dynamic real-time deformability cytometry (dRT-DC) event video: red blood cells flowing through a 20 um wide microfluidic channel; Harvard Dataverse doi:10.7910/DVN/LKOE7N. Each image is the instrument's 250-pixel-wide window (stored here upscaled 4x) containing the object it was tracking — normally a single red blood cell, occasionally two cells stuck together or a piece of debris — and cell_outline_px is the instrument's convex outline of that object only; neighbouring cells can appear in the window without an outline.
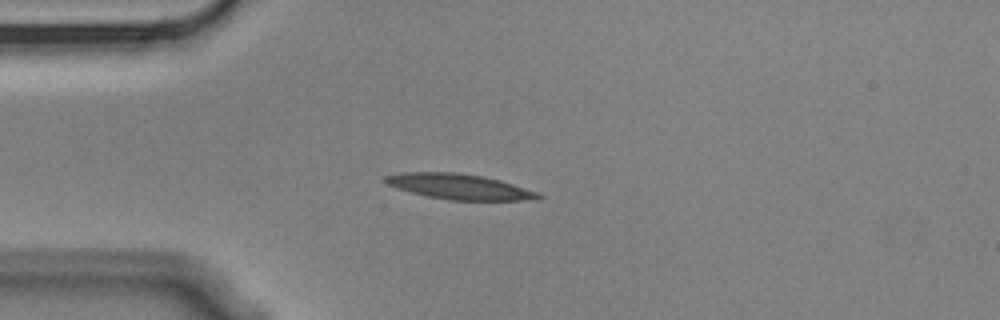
{"species": "Egyptian fruit bat (a non-hibernating species)", "species_latin": "Rousettus aegyptiacus", "temperature_condition": "cold", "stored_images_in_passage": 6, "camera_frame_rate_fps": 3000, "um_per_image_px": 0.085, "animal": {"sex": "male"}, "frame": {"image": 1, "passage_image": 3, "time_ms": 0.667, "image_size_px": [1000, 320], "cell_outline_px": [[544, 196], [540, 200], [448, 200], [428, 196], [396, 188], [388, 184], [384, 180], [384, 176], [400, 172], [456, 172], [484, 176], [500, 180], [540, 192]], "centroid_in_image_um": [39.1, 15.86], "position_along_channel_um": 45.9, "area_um2": 22.83}}
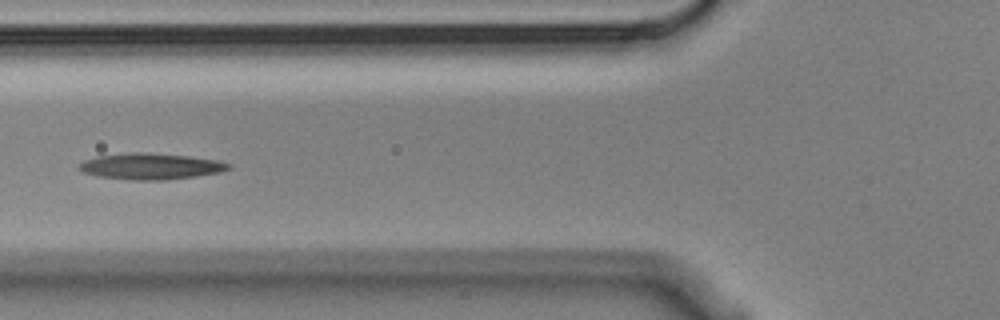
{"frame": {"image": 2, "passage_image": 5, "time_ms": 1.333, "image_size_px": [1000, 320], "cell_outline_px": [[232, 168], [220, 172], [196, 176], [168, 180], [128, 180], [96, 176], [80, 172], [76, 164], [84, 160], [96, 156], [128, 152], [148, 152], [188, 156], [216, 160], [232, 164]], "centroid_in_image_um": [12.75, 14.14], "position_along_channel_um": 113.1, "area_um2": 23.24}}
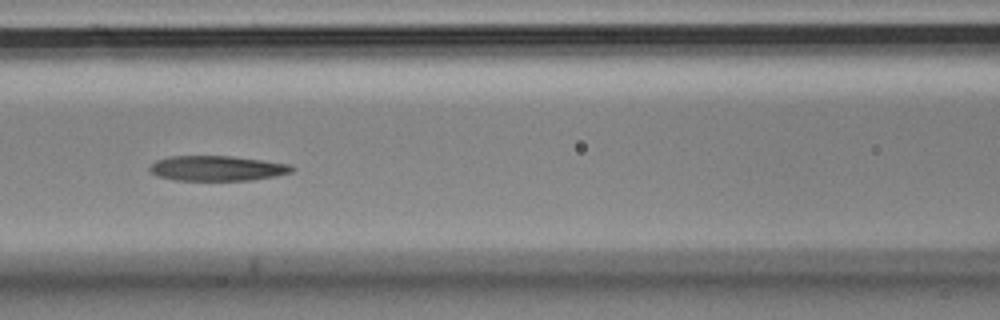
{"frame": {"image": 3, "passage_image": 6, "time_ms": 1.667, "image_size_px": [1000, 320], "cell_outline_px": [[296, 168], [292, 172], [276, 176], [252, 180], [176, 180], [156, 176], [148, 172], [148, 168], [156, 160], [172, 156], [232, 156], [292, 164]], "centroid_in_image_um": [18.47, 14.3], "position_along_channel_um": 148.1, "area_um2": 20.98}}